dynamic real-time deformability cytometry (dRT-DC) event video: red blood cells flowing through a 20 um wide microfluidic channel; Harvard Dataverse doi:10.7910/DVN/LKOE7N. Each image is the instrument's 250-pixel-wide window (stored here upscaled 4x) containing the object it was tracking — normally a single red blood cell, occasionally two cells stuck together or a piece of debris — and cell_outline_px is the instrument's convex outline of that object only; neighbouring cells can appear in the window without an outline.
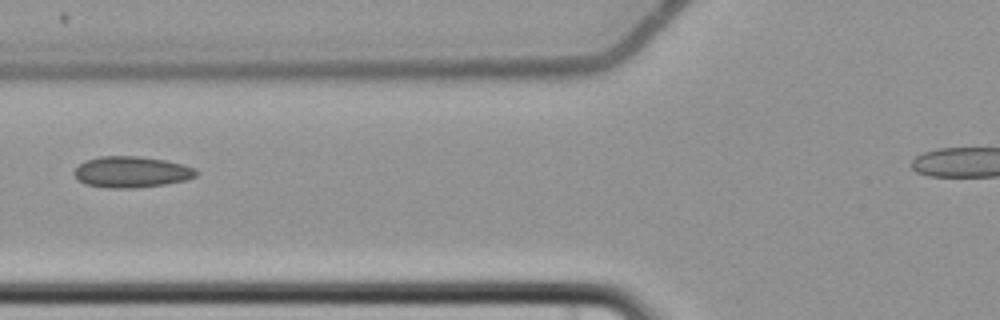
{"species": "common noctule bat (a hibernating species)", "species_latin": "Nyctalus noctula", "temperature_condition": "cold", "stored_images_in_passage": 3, "camera_frame_rate_fps": 3000, "um_per_image_px": 0.085, "animal": {"sex": "female", "body_mass_g": 22.7, "forearm_length_mm": 54.2}, "frame": {"image": 1, "passage_image": 3, "time_ms": 2.333, "image_size_px": [1000, 320], "cell_outline_px": [[200, 172], [196, 176], [188, 180], [164, 184], [136, 188], [108, 188], [84, 184], [76, 180], [72, 172], [80, 164], [88, 160], [100, 156], [136, 156], [164, 160], [184, 164], [196, 168]], "centroid_in_image_um": [11.19, 14.63], "position_along_channel_um": 114.6, "area_um2": 22.37}}